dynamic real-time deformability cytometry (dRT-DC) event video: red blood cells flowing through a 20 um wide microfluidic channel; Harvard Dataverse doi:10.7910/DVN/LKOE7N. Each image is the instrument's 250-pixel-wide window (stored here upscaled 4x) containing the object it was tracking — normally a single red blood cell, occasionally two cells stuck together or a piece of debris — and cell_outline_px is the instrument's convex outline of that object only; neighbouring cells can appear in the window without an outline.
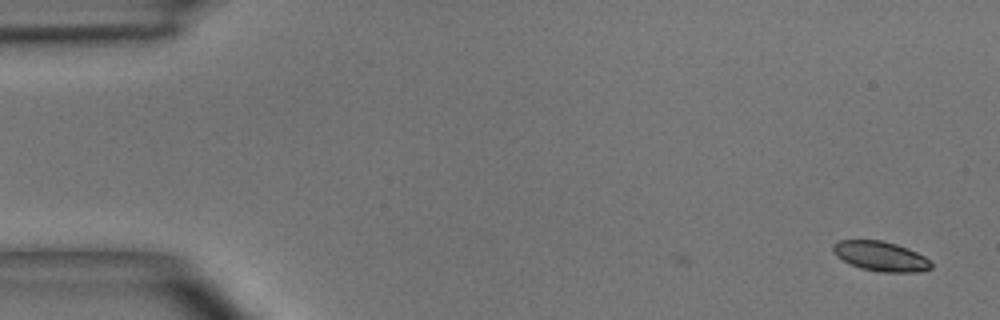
{"species": "common noctule bat (a hibernating species)", "species_latin": "Nyctalus noctula", "temperature_condition": "room temperature", "stored_images_in_passage": 2, "camera_frame_rate_fps": 3000, "um_per_image_px": 0.085, "animal": {"sex": "male", "body_mass_g": 15.6}, "frame": {"image": 1, "passage_image": 2, "time_ms": 1.333, "image_size_px": [1000, 320], "cell_outline_px": [[932, 268], [920, 272], [880, 272], [860, 268], [848, 264], [836, 256], [832, 248], [832, 244], [840, 240], [884, 240], [908, 248], [924, 256], [932, 264]], "centroid_in_image_um": [74.83, 21.78], "position_along_channel_um": 10.2, "area_um2": 17.17}}